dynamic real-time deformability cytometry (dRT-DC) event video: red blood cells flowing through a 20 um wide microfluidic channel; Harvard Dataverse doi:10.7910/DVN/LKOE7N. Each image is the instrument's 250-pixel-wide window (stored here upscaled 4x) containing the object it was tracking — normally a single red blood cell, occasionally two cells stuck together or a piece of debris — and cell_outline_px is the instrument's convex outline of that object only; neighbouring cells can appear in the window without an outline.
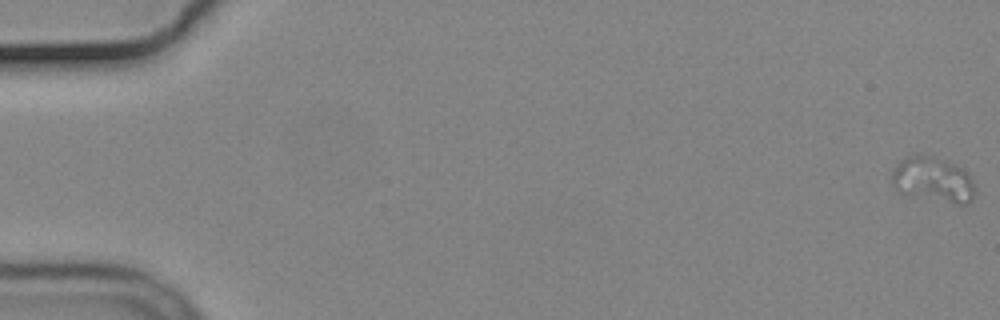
{"species": "common noctule bat (a hibernating species)", "species_latin": "Nyctalus noctula", "temperature_condition": "cold", "stored_images_in_passage": 13, "camera_frame_rate_fps": 3000, "um_per_image_px": 0.085, "animal": {"sex": "male", "body_mass_g": 19.2, "forearm_length_mm": 51.8}, "frame": {"image": 1, "passage_image": 1, "time_ms": 0.0, "image_size_px": [1000, 320], "cell_outline_px": [[972, 200], [968, 204], [956, 204], [904, 196], [888, 180], [896, 164], [904, 156], [912, 152], [916, 152], [956, 164], [964, 168], [968, 172], [972, 180]], "centroid_in_image_um": [79.22, 15.26], "position_along_channel_um": 5.8, "area_um2": 22.66}}